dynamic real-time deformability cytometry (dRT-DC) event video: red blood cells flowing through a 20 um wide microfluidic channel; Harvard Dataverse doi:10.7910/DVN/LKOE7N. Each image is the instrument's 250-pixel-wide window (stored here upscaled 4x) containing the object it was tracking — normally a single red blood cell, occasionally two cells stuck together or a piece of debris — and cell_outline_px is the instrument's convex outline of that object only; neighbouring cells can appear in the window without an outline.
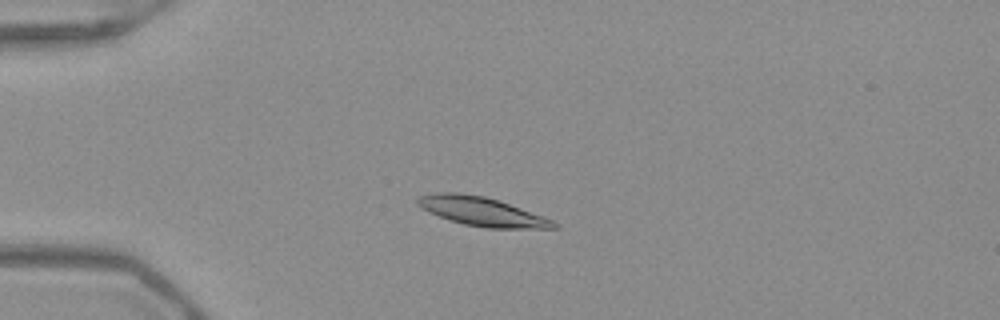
{"species": "Egyptian fruit bat (a non-hibernating species)", "species_latin": "Rousettus aegyptiacus", "temperature_condition": "warm", "stored_images_in_passage": 53, "camera_frame_rate_fps": 3000, "um_per_image_px": 0.085, "frame": {"image": 1, "passage_image": 14, "time_ms": 4.333, "image_size_px": [1000, 320], "cell_outline_px": [[560, 228], [488, 228], [464, 224], [448, 220], [428, 212], [420, 208], [416, 204], [416, 196], [436, 192], [456, 192], [484, 196], [500, 200], [552, 220], [560, 224]], "centroid_in_image_um": [40.9, 17.97], "position_along_channel_um": 44.1, "area_um2": 23.12}}
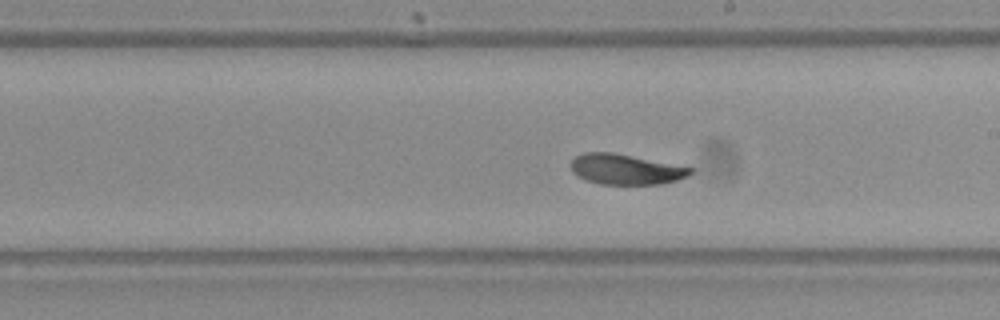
{"frame": {"image": 2, "passage_image": 31, "time_ms": 10.0, "image_size_px": [1000, 320], "cell_outline_px": [[692, 172], [688, 176], [676, 180], [660, 184], [600, 184], [584, 180], [572, 172], [568, 164], [576, 156], [584, 152], [612, 152], [692, 168]], "centroid_in_image_um": [53.1, 14.39], "position_along_channel_um": 235.9, "area_um2": 21.04}}
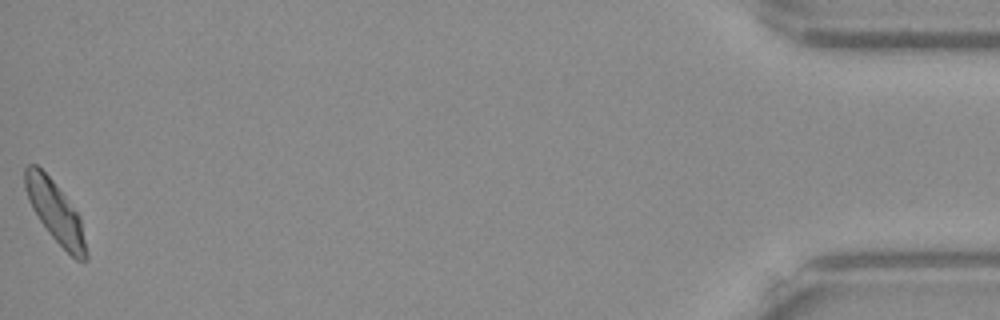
{"frame": {"image": 3, "passage_image": 53, "time_ms": 17.333, "image_size_px": [1000, 320], "cell_outline_px": [[88, 260], [76, 260], [48, 232], [32, 208], [28, 200], [24, 188], [24, 168], [28, 164], [36, 164], [52, 180], [80, 216], [88, 252]], "centroid_in_image_um": [4.69, 18.01], "position_along_channel_um": 430.5, "area_um2": 21.5}, "authors_computed_cell_mechanics": {"area_um2": 22.253, "velocity_mm_per_s": 3.8938, "shape_relaxation_time_tau1_ms": 2.3633, "shape_relaxation_time_tau2_ms": 2.3336, "deformation_change_tau1": 0.1413, "deformation_change_tau2": 0.0718}}